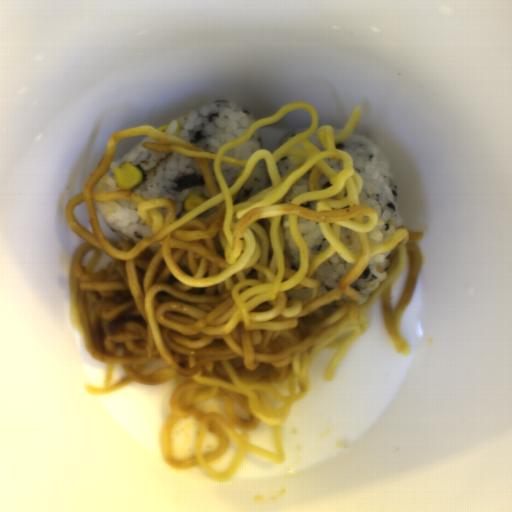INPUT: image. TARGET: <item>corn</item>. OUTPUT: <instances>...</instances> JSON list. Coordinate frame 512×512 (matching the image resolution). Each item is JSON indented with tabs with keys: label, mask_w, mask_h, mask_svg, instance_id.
Listing matches in <instances>:
<instances>
[{
	"label": "corn",
	"mask_w": 512,
	"mask_h": 512,
	"mask_svg": "<svg viewBox=\"0 0 512 512\" xmlns=\"http://www.w3.org/2000/svg\"><path fill=\"white\" fill-rule=\"evenodd\" d=\"M205 201L206 200L203 199L202 197L190 195L187 198H185L183 206L187 212H191Z\"/></svg>",
	"instance_id": "obj_2"
},
{
	"label": "corn",
	"mask_w": 512,
	"mask_h": 512,
	"mask_svg": "<svg viewBox=\"0 0 512 512\" xmlns=\"http://www.w3.org/2000/svg\"><path fill=\"white\" fill-rule=\"evenodd\" d=\"M113 178L119 188L129 192L141 183L143 172L132 162H123L114 171Z\"/></svg>",
	"instance_id": "obj_1"
}]
</instances>
